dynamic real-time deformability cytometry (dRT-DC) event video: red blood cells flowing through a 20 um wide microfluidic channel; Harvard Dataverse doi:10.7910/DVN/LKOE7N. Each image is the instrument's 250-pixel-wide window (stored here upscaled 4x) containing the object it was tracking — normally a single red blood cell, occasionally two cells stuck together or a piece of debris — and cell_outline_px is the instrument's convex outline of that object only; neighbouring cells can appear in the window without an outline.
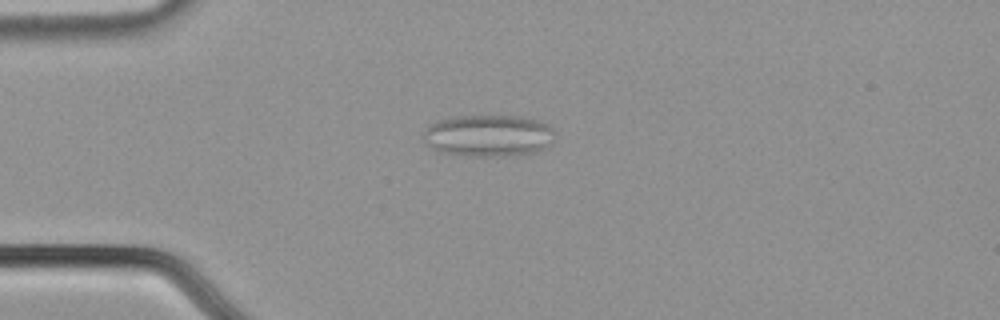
{"species": "common noctule bat (a hibernating species)", "species_latin": "Nyctalus noctula", "temperature_condition": "cold", "stored_images_in_passage": 28, "segment_of_instrument_passage": [1, 2], "camera_frame_rate_fps": 3000, "um_per_image_px": 0.085, "animal": {"sex": "male", "body_mass_g": 21.5, "forearm_length_mm": 52.0}, "frame": {"image": 1, "passage_image": 5, "time_ms": 1.333, "image_size_px": [1000, 320], "cell_outline_px": [[556, 140], [552, 144], [544, 148], [532, 152], [500, 156], [472, 156], [440, 152], [432, 148], [424, 140], [424, 132], [432, 124], [440, 120], [460, 116], [524, 116], [548, 124], [552, 128], [556, 136]], "centroid_in_image_um": [41.58, 11.53], "position_along_channel_um": 43.4, "area_um2": 31.91}}